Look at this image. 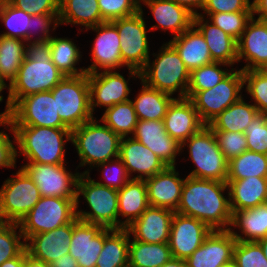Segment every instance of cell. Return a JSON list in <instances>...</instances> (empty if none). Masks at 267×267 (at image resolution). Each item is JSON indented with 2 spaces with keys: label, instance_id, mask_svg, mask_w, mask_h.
<instances>
[{
  "label": "cell",
  "instance_id": "cell-1",
  "mask_svg": "<svg viewBox=\"0 0 267 267\" xmlns=\"http://www.w3.org/2000/svg\"><path fill=\"white\" fill-rule=\"evenodd\" d=\"M176 213L196 218L211 230H228L232 211L227 183L186 176Z\"/></svg>",
  "mask_w": 267,
  "mask_h": 267
},
{
  "label": "cell",
  "instance_id": "cell-2",
  "mask_svg": "<svg viewBox=\"0 0 267 267\" xmlns=\"http://www.w3.org/2000/svg\"><path fill=\"white\" fill-rule=\"evenodd\" d=\"M26 57L16 78L8 85L5 111L20 99L31 94L51 91L65 75L51 61L49 40L26 43Z\"/></svg>",
  "mask_w": 267,
  "mask_h": 267
},
{
  "label": "cell",
  "instance_id": "cell-3",
  "mask_svg": "<svg viewBox=\"0 0 267 267\" xmlns=\"http://www.w3.org/2000/svg\"><path fill=\"white\" fill-rule=\"evenodd\" d=\"M13 129L19 148L16 156L23 155L28 162L39 164H65V146L71 141L69 128L13 126Z\"/></svg>",
  "mask_w": 267,
  "mask_h": 267
},
{
  "label": "cell",
  "instance_id": "cell-4",
  "mask_svg": "<svg viewBox=\"0 0 267 267\" xmlns=\"http://www.w3.org/2000/svg\"><path fill=\"white\" fill-rule=\"evenodd\" d=\"M81 172L77 181L76 217L104 228L122 229V220L118 215V190L100 185L90 177V170ZM80 195L86 200L90 211L79 208Z\"/></svg>",
  "mask_w": 267,
  "mask_h": 267
},
{
  "label": "cell",
  "instance_id": "cell-5",
  "mask_svg": "<svg viewBox=\"0 0 267 267\" xmlns=\"http://www.w3.org/2000/svg\"><path fill=\"white\" fill-rule=\"evenodd\" d=\"M95 117L71 130V143L75 146L80 167L98 164L119 157L121 137Z\"/></svg>",
  "mask_w": 267,
  "mask_h": 267
},
{
  "label": "cell",
  "instance_id": "cell-6",
  "mask_svg": "<svg viewBox=\"0 0 267 267\" xmlns=\"http://www.w3.org/2000/svg\"><path fill=\"white\" fill-rule=\"evenodd\" d=\"M155 60H147L145 67L140 71V80L147 86L174 95L178 92V98H186L190 71L183 63L175 48L165 43L158 54H152Z\"/></svg>",
  "mask_w": 267,
  "mask_h": 267
},
{
  "label": "cell",
  "instance_id": "cell-7",
  "mask_svg": "<svg viewBox=\"0 0 267 267\" xmlns=\"http://www.w3.org/2000/svg\"><path fill=\"white\" fill-rule=\"evenodd\" d=\"M188 147L190 160L195 164L189 175L199 179H210L227 182L228 161L220 150L213 130L205 125L190 136L182 145Z\"/></svg>",
  "mask_w": 267,
  "mask_h": 267
},
{
  "label": "cell",
  "instance_id": "cell-8",
  "mask_svg": "<svg viewBox=\"0 0 267 267\" xmlns=\"http://www.w3.org/2000/svg\"><path fill=\"white\" fill-rule=\"evenodd\" d=\"M57 111L63 124L70 130L91 120L88 74L65 76L52 90Z\"/></svg>",
  "mask_w": 267,
  "mask_h": 267
},
{
  "label": "cell",
  "instance_id": "cell-9",
  "mask_svg": "<svg viewBox=\"0 0 267 267\" xmlns=\"http://www.w3.org/2000/svg\"><path fill=\"white\" fill-rule=\"evenodd\" d=\"M75 218L76 199L41 196L19 226L26 242L32 235L54 230Z\"/></svg>",
  "mask_w": 267,
  "mask_h": 267
},
{
  "label": "cell",
  "instance_id": "cell-10",
  "mask_svg": "<svg viewBox=\"0 0 267 267\" xmlns=\"http://www.w3.org/2000/svg\"><path fill=\"white\" fill-rule=\"evenodd\" d=\"M15 176V177H14ZM39 189L20 167L0 189V217L3 222L20 223L40 200Z\"/></svg>",
  "mask_w": 267,
  "mask_h": 267
},
{
  "label": "cell",
  "instance_id": "cell-11",
  "mask_svg": "<svg viewBox=\"0 0 267 267\" xmlns=\"http://www.w3.org/2000/svg\"><path fill=\"white\" fill-rule=\"evenodd\" d=\"M143 15L142 4L140 3V10L137 13L111 21L119 33L123 64L127 68L136 69L139 72L150 58L148 30H146Z\"/></svg>",
  "mask_w": 267,
  "mask_h": 267
},
{
  "label": "cell",
  "instance_id": "cell-12",
  "mask_svg": "<svg viewBox=\"0 0 267 267\" xmlns=\"http://www.w3.org/2000/svg\"><path fill=\"white\" fill-rule=\"evenodd\" d=\"M244 77L241 69L233 71L213 88L196 92L190 100L201 121L208 125L215 117L242 97Z\"/></svg>",
  "mask_w": 267,
  "mask_h": 267
},
{
  "label": "cell",
  "instance_id": "cell-13",
  "mask_svg": "<svg viewBox=\"0 0 267 267\" xmlns=\"http://www.w3.org/2000/svg\"><path fill=\"white\" fill-rule=\"evenodd\" d=\"M13 126L67 128L57 111L56 98L44 91L20 98L8 113Z\"/></svg>",
  "mask_w": 267,
  "mask_h": 267
},
{
  "label": "cell",
  "instance_id": "cell-14",
  "mask_svg": "<svg viewBox=\"0 0 267 267\" xmlns=\"http://www.w3.org/2000/svg\"><path fill=\"white\" fill-rule=\"evenodd\" d=\"M65 166L26 162L21 168L36 184L40 196L76 199L77 181L81 173L76 169L73 174Z\"/></svg>",
  "mask_w": 267,
  "mask_h": 267
},
{
  "label": "cell",
  "instance_id": "cell-15",
  "mask_svg": "<svg viewBox=\"0 0 267 267\" xmlns=\"http://www.w3.org/2000/svg\"><path fill=\"white\" fill-rule=\"evenodd\" d=\"M128 70L129 78L127 81L116 70L88 74L90 108L93 115L96 107L107 109L115 104L130 100L129 94L131 89L128 86V81L131 77L140 79V72L132 68H128Z\"/></svg>",
  "mask_w": 267,
  "mask_h": 267
},
{
  "label": "cell",
  "instance_id": "cell-16",
  "mask_svg": "<svg viewBox=\"0 0 267 267\" xmlns=\"http://www.w3.org/2000/svg\"><path fill=\"white\" fill-rule=\"evenodd\" d=\"M112 230L100 224L84 222L77 217L73 220L69 254L77 260L78 267H96L104 239Z\"/></svg>",
  "mask_w": 267,
  "mask_h": 267
},
{
  "label": "cell",
  "instance_id": "cell-17",
  "mask_svg": "<svg viewBox=\"0 0 267 267\" xmlns=\"http://www.w3.org/2000/svg\"><path fill=\"white\" fill-rule=\"evenodd\" d=\"M96 32L92 43L91 60L92 64L86 67V73L112 71L117 68L126 67L123 64L120 53V39L117 28L111 22H104L95 27L86 29Z\"/></svg>",
  "mask_w": 267,
  "mask_h": 267
},
{
  "label": "cell",
  "instance_id": "cell-18",
  "mask_svg": "<svg viewBox=\"0 0 267 267\" xmlns=\"http://www.w3.org/2000/svg\"><path fill=\"white\" fill-rule=\"evenodd\" d=\"M211 231L202 221L175 212L168 241L173 258L186 260L202 245Z\"/></svg>",
  "mask_w": 267,
  "mask_h": 267
},
{
  "label": "cell",
  "instance_id": "cell-19",
  "mask_svg": "<svg viewBox=\"0 0 267 267\" xmlns=\"http://www.w3.org/2000/svg\"><path fill=\"white\" fill-rule=\"evenodd\" d=\"M253 16L237 41L239 63L243 58L246 64L242 71L262 70L267 66V20Z\"/></svg>",
  "mask_w": 267,
  "mask_h": 267
},
{
  "label": "cell",
  "instance_id": "cell-20",
  "mask_svg": "<svg viewBox=\"0 0 267 267\" xmlns=\"http://www.w3.org/2000/svg\"><path fill=\"white\" fill-rule=\"evenodd\" d=\"M131 136L154 152L167 167L176 166L181 144L166 132L163 120H138Z\"/></svg>",
  "mask_w": 267,
  "mask_h": 267
},
{
  "label": "cell",
  "instance_id": "cell-21",
  "mask_svg": "<svg viewBox=\"0 0 267 267\" xmlns=\"http://www.w3.org/2000/svg\"><path fill=\"white\" fill-rule=\"evenodd\" d=\"M119 158L125 165L130 179L145 180L167 168L154 152L132 136L121 139ZM132 173L138 174L133 176Z\"/></svg>",
  "mask_w": 267,
  "mask_h": 267
},
{
  "label": "cell",
  "instance_id": "cell-22",
  "mask_svg": "<svg viewBox=\"0 0 267 267\" xmlns=\"http://www.w3.org/2000/svg\"><path fill=\"white\" fill-rule=\"evenodd\" d=\"M236 241L229 230H212L185 261L188 267H220L233 260Z\"/></svg>",
  "mask_w": 267,
  "mask_h": 267
},
{
  "label": "cell",
  "instance_id": "cell-23",
  "mask_svg": "<svg viewBox=\"0 0 267 267\" xmlns=\"http://www.w3.org/2000/svg\"><path fill=\"white\" fill-rule=\"evenodd\" d=\"M174 213L169 209L149 206L126 229L133 240L153 244L168 243Z\"/></svg>",
  "mask_w": 267,
  "mask_h": 267
},
{
  "label": "cell",
  "instance_id": "cell-24",
  "mask_svg": "<svg viewBox=\"0 0 267 267\" xmlns=\"http://www.w3.org/2000/svg\"><path fill=\"white\" fill-rule=\"evenodd\" d=\"M73 234V221L54 230L32 235L25 248L33 258L51 264L62 255L69 254Z\"/></svg>",
  "mask_w": 267,
  "mask_h": 267
},
{
  "label": "cell",
  "instance_id": "cell-25",
  "mask_svg": "<svg viewBox=\"0 0 267 267\" xmlns=\"http://www.w3.org/2000/svg\"><path fill=\"white\" fill-rule=\"evenodd\" d=\"M175 167H167L160 173L145 179L149 206L176 212L185 178L179 177Z\"/></svg>",
  "mask_w": 267,
  "mask_h": 267
},
{
  "label": "cell",
  "instance_id": "cell-26",
  "mask_svg": "<svg viewBox=\"0 0 267 267\" xmlns=\"http://www.w3.org/2000/svg\"><path fill=\"white\" fill-rule=\"evenodd\" d=\"M166 132L179 144L197 133L205 124L189 98H175L163 119Z\"/></svg>",
  "mask_w": 267,
  "mask_h": 267
},
{
  "label": "cell",
  "instance_id": "cell-27",
  "mask_svg": "<svg viewBox=\"0 0 267 267\" xmlns=\"http://www.w3.org/2000/svg\"><path fill=\"white\" fill-rule=\"evenodd\" d=\"M141 2L150 9L157 22L149 31L159 28L163 31L170 30L173 37H176L193 25L194 15L171 0H140Z\"/></svg>",
  "mask_w": 267,
  "mask_h": 267
},
{
  "label": "cell",
  "instance_id": "cell-28",
  "mask_svg": "<svg viewBox=\"0 0 267 267\" xmlns=\"http://www.w3.org/2000/svg\"><path fill=\"white\" fill-rule=\"evenodd\" d=\"M199 13L194 16L193 25L206 41L213 62H220L231 67L238 61L237 41ZM206 19V20H205Z\"/></svg>",
  "mask_w": 267,
  "mask_h": 267
},
{
  "label": "cell",
  "instance_id": "cell-29",
  "mask_svg": "<svg viewBox=\"0 0 267 267\" xmlns=\"http://www.w3.org/2000/svg\"><path fill=\"white\" fill-rule=\"evenodd\" d=\"M169 43L175 48L190 72L213 63L208 45L194 25L182 34L173 37Z\"/></svg>",
  "mask_w": 267,
  "mask_h": 267
},
{
  "label": "cell",
  "instance_id": "cell-30",
  "mask_svg": "<svg viewBox=\"0 0 267 267\" xmlns=\"http://www.w3.org/2000/svg\"><path fill=\"white\" fill-rule=\"evenodd\" d=\"M230 208L232 212L255 208L266 203L267 178L248 177L241 180H227Z\"/></svg>",
  "mask_w": 267,
  "mask_h": 267
},
{
  "label": "cell",
  "instance_id": "cell-31",
  "mask_svg": "<svg viewBox=\"0 0 267 267\" xmlns=\"http://www.w3.org/2000/svg\"><path fill=\"white\" fill-rule=\"evenodd\" d=\"M233 228H238L242 234L237 233ZM228 230L237 241H258L266 237L267 202L259 204L255 208L232 212Z\"/></svg>",
  "mask_w": 267,
  "mask_h": 267
},
{
  "label": "cell",
  "instance_id": "cell-32",
  "mask_svg": "<svg viewBox=\"0 0 267 267\" xmlns=\"http://www.w3.org/2000/svg\"><path fill=\"white\" fill-rule=\"evenodd\" d=\"M149 207L145 180L130 179L118 190V215L126 218L122 228H127Z\"/></svg>",
  "mask_w": 267,
  "mask_h": 267
},
{
  "label": "cell",
  "instance_id": "cell-33",
  "mask_svg": "<svg viewBox=\"0 0 267 267\" xmlns=\"http://www.w3.org/2000/svg\"><path fill=\"white\" fill-rule=\"evenodd\" d=\"M60 24L84 26L85 30L102 24L98 0H60Z\"/></svg>",
  "mask_w": 267,
  "mask_h": 267
},
{
  "label": "cell",
  "instance_id": "cell-34",
  "mask_svg": "<svg viewBox=\"0 0 267 267\" xmlns=\"http://www.w3.org/2000/svg\"><path fill=\"white\" fill-rule=\"evenodd\" d=\"M258 113V109L253 103H246L241 97L215 117L208 126L213 131L245 133L246 128Z\"/></svg>",
  "mask_w": 267,
  "mask_h": 267
},
{
  "label": "cell",
  "instance_id": "cell-35",
  "mask_svg": "<svg viewBox=\"0 0 267 267\" xmlns=\"http://www.w3.org/2000/svg\"><path fill=\"white\" fill-rule=\"evenodd\" d=\"M142 88L131 100L138 120H163L171 102L176 98L165 92L147 86L141 81Z\"/></svg>",
  "mask_w": 267,
  "mask_h": 267
},
{
  "label": "cell",
  "instance_id": "cell-36",
  "mask_svg": "<svg viewBox=\"0 0 267 267\" xmlns=\"http://www.w3.org/2000/svg\"><path fill=\"white\" fill-rule=\"evenodd\" d=\"M172 258L168 243L129 242L128 267H161Z\"/></svg>",
  "mask_w": 267,
  "mask_h": 267
},
{
  "label": "cell",
  "instance_id": "cell-37",
  "mask_svg": "<svg viewBox=\"0 0 267 267\" xmlns=\"http://www.w3.org/2000/svg\"><path fill=\"white\" fill-rule=\"evenodd\" d=\"M129 242L126 228L113 229L104 239L96 267H128Z\"/></svg>",
  "mask_w": 267,
  "mask_h": 267
},
{
  "label": "cell",
  "instance_id": "cell-38",
  "mask_svg": "<svg viewBox=\"0 0 267 267\" xmlns=\"http://www.w3.org/2000/svg\"><path fill=\"white\" fill-rule=\"evenodd\" d=\"M51 61L65 76H79L86 73V68L76 67L82 57L79 48L72 39L58 38L49 40Z\"/></svg>",
  "mask_w": 267,
  "mask_h": 267
},
{
  "label": "cell",
  "instance_id": "cell-39",
  "mask_svg": "<svg viewBox=\"0 0 267 267\" xmlns=\"http://www.w3.org/2000/svg\"><path fill=\"white\" fill-rule=\"evenodd\" d=\"M26 41L0 35V79L10 85L26 57Z\"/></svg>",
  "mask_w": 267,
  "mask_h": 267
},
{
  "label": "cell",
  "instance_id": "cell-40",
  "mask_svg": "<svg viewBox=\"0 0 267 267\" xmlns=\"http://www.w3.org/2000/svg\"><path fill=\"white\" fill-rule=\"evenodd\" d=\"M267 178V155L244 151L228 161L227 180H241L248 177Z\"/></svg>",
  "mask_w": 267,
  "mask_h": 267
},
{
  "label": "cell",
  "instance_id": "cell-41",
  "mask_svg": "<svg viewBox=\"0 0 267 267\" xmlns=\"http://www.w3.org/2000/svg\"><path fill=\"white\" fill-rule=\"evenodd\" d=\"M100 122L107 125L121 138L133 135L138 117L130 100L115 104L103 113Z\"/></svg>",
  "mask_w": 267,
  "mask_h": 267
},
{
  "label": "cell",
  "instance_id": "cell-42",
  "mask_svg": "<svg viewBox=\"0 0 267 267\" xmlns=\"http://www.w3.org/2000/svg\"><path fill=\"white\" fill-rule=\"evenodd\" d=\"M222 66L230 67L224 63L213 62L192 70L190 72L186 98L190 99L198 91H205L213 88L224 78H226L234 69H223Z\"/></svg>",
  "mask_w": 267,
  "mask_h": 267
},
{
  "label": "cell",
  "instance_id": "cell-43",
  "mask_svg": "<svg viewBox=\"0 0 267 267\" xmlns=\"http://www.w3.org/2000/svg\"><path fill=\"white\" fill-rule=\"evenodd\" d=\"M31 15L25 11L14 7L12 4L0 8V20L5 25L6 30L0 35L22 39L27 42V35L30 28Z\"/></svg>",
  "mask_w": 267,
  "mask_h": 267
},
{
  "label": "cell",
  "instance_id": "cell-44",
  "mask_svg": "<svg viewBox=\"0 0 267 267\" xmlns=\"http://www.w3.org/2000/svg\"><path fill=\"white\" fill-rule=\"evenodd\" d=\"M24 249L25 241L19 224L3 222L0 225V265L17 257Z\"/></svg>",
  "mask_w": 267,
  "mask_h": 267
},
{
  "label": "cell",
  "instance_id": "cell-45",
  "mask_svg": "<svg viewBox=\"0 0 267 267\" xmlns=\"http://www.w3.org/2000/svg\"><path fill=\"white\" fill-rule=\"evenodd\" d=\"M207 19L233 37L236 41L243 34L247 23L253 17L252 11H238L231 13H204Z\"/></svg>",
  "mask_w": 267,
  "mask_h": 267
},
{
  "label": "cell",
  "instance_id": "cell-46",
  "mask_svg": "<svg viewBox=\"0 0 267 267\" xmlns=\"http://www.w3.org/2000/svg\"><path fill=\"white\" fill-rule=\"evenodd\" d=\"M245 92L254 101L259 113L267 114V75L262 70L243 71Z\"/></svg>",
  "mask_w": 267,
  "mask_h": 267
},
{
  "label": "cell",
  "instance_id": "cell-47",
  "mask_svg": "<svg viewBox=\"0 0 267 267\" xmlns=\"http://www.w3.org/2000/svg\"><path fill=\"white\" fill-rule=\"evenodd\" d=\"M233 260L237 267H267V258L256 241H236Z\"/></svg>",
  "mask_w": 267,
  "mask_h": 267
},
{
  "label": "cell",
  "instance_id": "cell-48",
  "mask_svg": "<svg viewBox=\"0 0 267 267\" xmlns=\"http://www.w3.org/2000/svg\"><path fill=\"white\" fill-rule=\"evenodd\" d=\"M248 150L267 155V114L258 113L245 130Z\"/></svg>",
  "mask_w": 267,
  "mask_h": 267
},
{
  "label": "cell",
  "instance_id": "cell-49",
  "mask_svg": "<svg viewBox=\"0 0 267 267\" xmlns=\"http://www.w3.org/2000/svg\"><path fill=\"white\" fill-rule=\"evenodd\" d=\"M105 22L131 16L140 10V0H98Z\"/></svg>",
  "mask_w": 267,
  "mask_h": 267
},
{
  "label": "cell",
  "instance_id": "cell-50",
  "mask_svg": "<svg viewBox=\"0 0 267 267\" xmlns=\"http://www.w3.org/2000/svg\"><path fill=\"white\" fill-rule=\"evenodd\" d=\"M0 126H4V128L8 130L10 129L14 138V141H12L7 132H4L3 130L0 131V167L16 168L17 147L14 145V143H16V137L8 114H0Z\"/></svg>",
  "mask_w": 267,
  "mask_h": 267
},
{
  "label": "cell",
  "instance_id": "cell-51",
  "mask_svg": "<svg viewBox=\"0 0 267 267\" xmlns=\"http://www.w3.org/2000/svg\"><path fill=\"white\" fill-rule=\"evenodd\" d=\"M95 167L98 170L99 167L102 168V176L105 180L104 182L98 181L97 183L100 185L120 190L130 180L126 167L119 157L98 164Z\"/></svg>",
  "mask_w": 267,
  "mask_h": 267
},
{
  "label": "cell",
  "instance_id": "cell-52",
  "mask_svg": "<svg viewBox=\"0 0 267 267\" xmlns=\"http://www.w3.org/2000/svg\"><path fill=\"white\" fill-rule=\"evenodd\" d=\"M213 132L216 136L219 148L227 161H230L248 150L245 133L232 131Z\"/></svg>",
  "mask_w": 267,
  "mask_h": 267
},
{
  "label": "cell",
  "instance_id": "cell-53",
  "mask_svg": "<svg viewBox=\"0 0 267 267\" xmlns=\"http://www.w3.org/2000/svg\"><path fill=\"white\" fill-rule=\"evenodd\" d=\"M29 21H30V28H29V33L27 35V42H32V40L33 41L50 40L53 37L51 36L50 31L52 29L54 31L57 28V26L61 25L59 20V14L31 15ZM50 27L52 28L50 29ZM31 30L32 32L35 33H32ZM36 33L38 37L33 38L32 36L33 35L35 36ZM38 33L40 36L38 35Z\"/></svg>",
  "mask_w": 267,
  "mask_h": 267
},
{
  "label": "cell",
  "instance_id": "cell-54",
  "mask_svg": "<svg viewBox=\"0 0 267 267\" xmlns=\"http://www.w3.org/2000/svg\"><path fill=\"white\" fill-rule=\"evenodd\" d=\"M12 5L29 15L59 14L60 0H13Z\"/></svg>",
  "mask_w": 267,
  "mask_h": 267
},
{
  "label": "cell",
  "instance_id": "cell-55",
  "mask_svg": "<svg viewBox=\"0 0 267 267\" xmlns=\"http://www.w3.org/2000/svg\"><path fill=\"white\" fill-rule=\"evenodd\" d=\"M204 13H231L238 11H252L250 0H207Z\"/></svg>",
  "mask_w": 267,
  "mask_h": 267
},
{
  "label": "cell",
  "instance_id": "cell-56",
  "mask_svg": "<svg viewBox=\"0 0 267 267\" xmlns=\"http://www.w3.org/2000/svg\"><path fill=\"white\" fill-rule=\"evenodd\" d=\"M178 4L179 6H182L186 8L188 11H190L194 16L198 15V9H203L205 3L207 0H171Z\"/></svg>",
  "mask_w": 267,
  "mask_h": 267
},
{
  "label": "cell",
  "instance_id": "cell-57",
  "mask_svg": "<svg viewBox=\"0 0 267 267\" xmlns=\"http://www.w3.org/2000/svg\"><path fill=\"white\" fill-rule=\"evenodd\" d=\"M253 16L257 15V19L267 20V0H253L252 1Z\"/></svg>",
  "mask_w": 267,
  "mask_h": 267
},
{
  "label": "cell",
  "instance_id": "cell-58",
  "mask_svg": "<svg viewBox=\"0 0 267 267\" xmlns=\"http://www.w3.org/2000/svg\"><path fill=\"white\" fill-rule=\"evenodd\" d=\"M51 267H78L77 260L70 254L62 255L60 258L54 260Z\"/></svg>",
  "mask_w": 267,
  "mask_h": 267
},
{
  "label": "cell",
  "instance_id": "cell-59",
  "mask_svg": "<svg viewBox=\"0 0 267 267\" xmlns=\"http://www.w3.org/2000/svg\"><path fill=\"white\" fill-rule=\"evenodd\" d=\"M0 267H25V249L17 257L2 263Z\"/></svg>",
  "mask_w": 267,
  "mask_h": 267
},
{
  "label": "cell",
  "instance_id": "cell-60",
  "mask_svg": "<svg viewBox=\"0 0 267 267\" xmlns=\"http://www.w3.org/2000/svg\"><path fill=\"white\" fill-rule=\"evenodd\" d=\"M25 267H51L49 263L33 258L25 248Z\"/></svg>",
  "mask_w": 267,
  "mask_h": 267
},
{
  "label": "cell",
  "instance_id": "cell-61",
  "mask_svg": "<svg viewBox=\"0 0 267 267\" xmlns=\"http://www.w3.org/2000/svg\"><path fill=\"white\" fill-rule=\"evenodd\" d=\"M161 267H188L183 259L172 258L170 261L164 263Z\"/></svg>",
  "mask_w": 267,
  "mask_h": 267
},
{
  "label": "cell",
  "instance_id": "cell-62",
  "mask_svg": "<svg viewBox=\"0 0 267 267\" xmlns=\"http://www.w3.org/2000/svg\"><path fill=\"white\" fill-rule=\"evenodd\" d=\"M256 242L261 246L264 256L267 258V236Z\"/></svg>",
  "mask_w": 267,
  "mask_h": 267
},
{
  "label": "cell",
  "instance_id": "cell-63",
  "mask_svg": "<svg viewBox=\"0 0 267 267\" xmlns=\"http://www.w3.org/2000/svg\"><path fill=\"white\" fill-rule=\"evenodd\" d=\"M7 86H8V84H5V83L0 79V102L3 101V96L1 95V93H2V91H3L4 89L8 88Z\"/></svg>",
  "mask_w": 267,
  "mask_h": 267
},
{
  "label": "cell",
  "instance_id": "cell-64",
  "mask_svg": "<svg viewBox=\"0 0 267 267\" xmlns=\"http://www.w3.org/2000/svg\"><path fill=\"white\" fill-rule=\"evenodd\" d=\"M13 0H0V8L6 7L11 5Z\"/></svg>",
  "mask_w": 267,
  "mask_h": 267
},
{
  "label": "cell",
  "instance_id": "cell-65",
  "mask_svg": "<svg viewBox=\"0 0 267 267\" xmlns=\"http://www.w3.org/2000/svg\"><path fill=\"white\" fill-rule=\"evenodd\" d=\"M220 267H237V264H236V262L234 260H232V261H230V262H228L226 264H223Z\"/></svg>",
  "mask_w": 267,
  "mask_h": 267
},
{
  "label": "cell",
  "instance_id": "cell-66",
  "mask_svg": "<svg viewBox=\"0 0 267 267\" xmlns=\"http://www.w3.org/2000/svg\"><path fill=\"white\" fill-rule=\"evenodd\" d=\"M262 71L267 75V66H265Z\"/></svg>",
  "mask_w": 267,
  "mask_h": 267
}]
</instances>
